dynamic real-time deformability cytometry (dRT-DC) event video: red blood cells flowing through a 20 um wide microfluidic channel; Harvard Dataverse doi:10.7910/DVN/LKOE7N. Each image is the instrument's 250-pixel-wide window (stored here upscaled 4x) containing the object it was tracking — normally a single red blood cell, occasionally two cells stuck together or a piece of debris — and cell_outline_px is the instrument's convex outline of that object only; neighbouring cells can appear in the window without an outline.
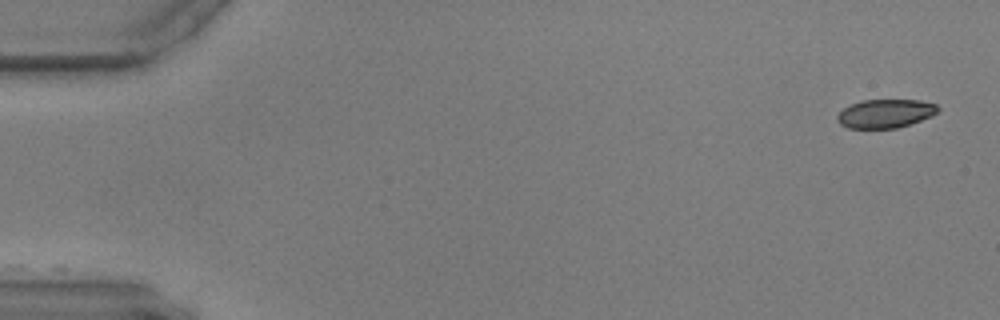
{"species": "common noctule bat (a hibernating species)", "species_latin": "Nyctalus noctula", "temperature_condition": "warm", "stored_images_in_passage": 46, "camera_frame_rate_fps": 3000, "um_per_image_px": 0.085, "animal": {"sex": "male", "body_mass_g": 17.9, "forearm_length_mm": 54.2}, "frame": {"image": 1, "passage_image": 1, "time_ms": 0.0, "image_size_px": [1000, 320], "cell_outline_px": [[940, 112], [932, 116], [896, 128], [848, 128], [840, 124], [836, 120], [836, 116], [844, 108], [860, 100], [920, 100], [936, 104], [940, 108]], "centroid_in_image_um": [75.27, 9.64], "position_along_channel_um": 9.7, "area_um2": 16.82}}
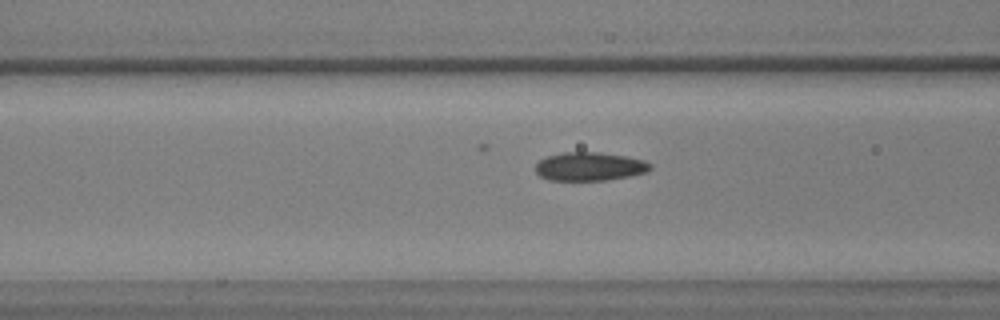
{"frame": {"image": 2, "passage_image": 22, "time_ms": 7.0, "image_size_px": [1000, 320], "cell_outline_px": [[652, 168], [648, 172], [628, 176], [604, 180], [548, 180], [540, 176], [536, 172], [536, 164], [540, 160], [548, 156], [564, 152], [600, 152], [624, 156], [644, 160], [652, 164]], "centroid_in_image_um": [50.13, 14.15], "position_along_channel_um": 116.5, "area_um2": 19.02}}
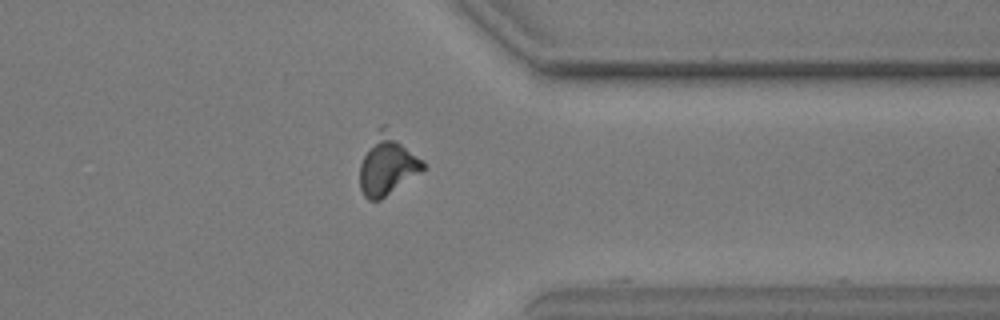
{"frame": {"image": 3, "passage_image": 45, "time_ms": 14.667, "image_size_px": [1000, 320], "cell_outline_px": [[424, 168], [420, 172], [380, 200], [368, 200], [364, 196], [360, 188], [360, 164], [376, 128], [380, 124], [388, 124], [424, 160]], "centroid_in_image_um": [32.93, 13.92], "position_along_channel_um": 378.5, "area_um2": 22.66}}